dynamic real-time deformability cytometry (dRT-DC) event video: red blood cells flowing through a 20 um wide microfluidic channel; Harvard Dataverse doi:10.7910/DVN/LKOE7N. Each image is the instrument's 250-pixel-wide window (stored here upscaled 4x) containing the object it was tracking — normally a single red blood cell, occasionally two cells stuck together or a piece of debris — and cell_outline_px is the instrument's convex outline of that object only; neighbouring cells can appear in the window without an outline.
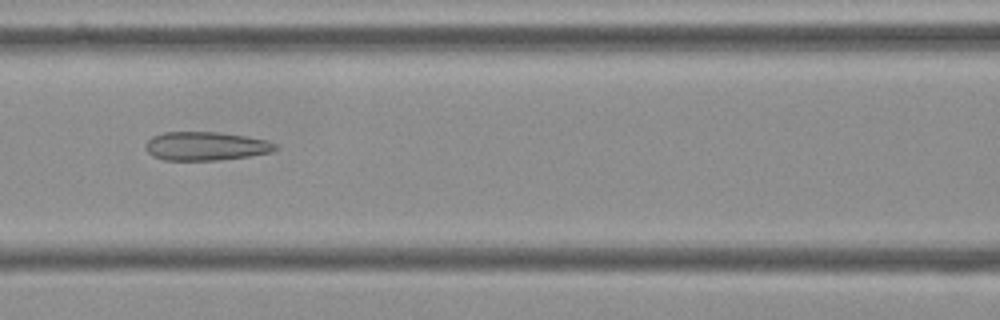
{"species": "Egyptian fruit bat (a non-hibernating species)", "species_latin": "Rousettus aegyptiacus", "temperature_condition": "cold", "stored_images_in_passage": 3, "camera_frame_rate_fps": 3000, "um_per_image_px": 0.085, "frame": {"image": 1, "passage_image": 3, "time_ms": 0.667, "image_size_px": [1000, 320], "cell_outline_px": [[280, 148], [268, 152], [248, 156], [216, 160], [164, 160], [152, 156], [144, 148], [144, 144], [152, 136], [164, 132], [220, 132], [268, 140], [276, 144]], "centroid_in_image_um": [17.45, 12.41], "position_along_channel_um": 149.1, "area_um2": 21.68}}